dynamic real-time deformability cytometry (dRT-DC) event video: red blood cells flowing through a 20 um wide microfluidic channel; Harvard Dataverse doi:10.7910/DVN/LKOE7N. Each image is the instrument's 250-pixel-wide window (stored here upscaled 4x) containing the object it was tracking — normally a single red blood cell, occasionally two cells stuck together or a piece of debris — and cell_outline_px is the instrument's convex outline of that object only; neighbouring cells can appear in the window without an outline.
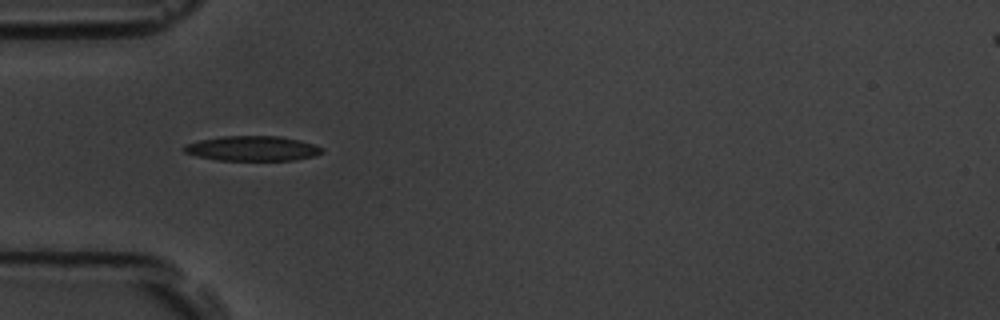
{"species": "common noctule bat (a hibernating species)", "species_latin": "Nyctalus noctula", "temperature_condition": "room temperature", "stored_images_in_passage": 40, "camera_frame_rate_fps": 3000, "um_per_image_px": 0.085, "animal": {"sex": "male", "body_mass_g": 19.5, "forearm_length_mm": 54.6}, "frame": {"image": 1, "passage_image": 1, "time_ms": 0.0, "image_size_px": [1000, 320], "cell_outline_px": [[324, 152], [316, 156], [292, 160], [216, 160], [196, 156], [184, 152], [180, 148], [184, 144], [200, 140], [224, 136], [280, 136], [300, 140], [316, 144], [324, 148]], "centroid_in_image_um": [21.47, 12.62], "position_along_channel_um": 63.5, "area_um2": 20.29}}
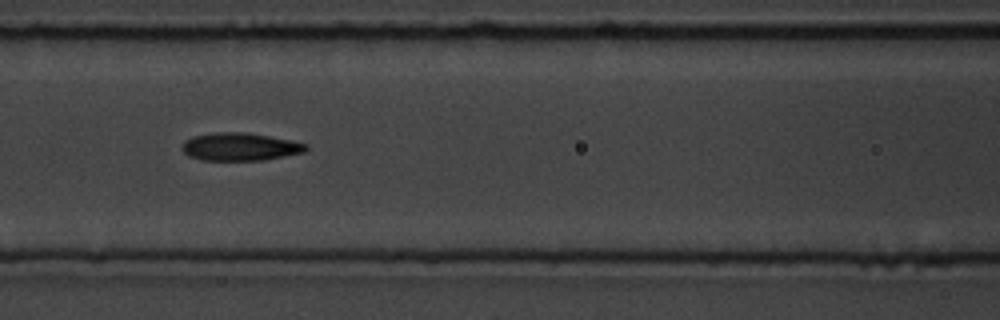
{"frame": {"image": 2, "passage_image": 8, "time_ms": 2.333, "image_size_px": [1000, 320], "cell_outline_px": [[308, 148], [304, 152], [264, 160], [200, 160], [188, 156], [180, 148], [184, 140], [192, 136], [216, 132], [248, 132], [292, 140], [308, 144]], "centroid_in_image_um": [20.38, 12.47], "position_along_channel_um": 146.2, "area_um2": 20.35}}
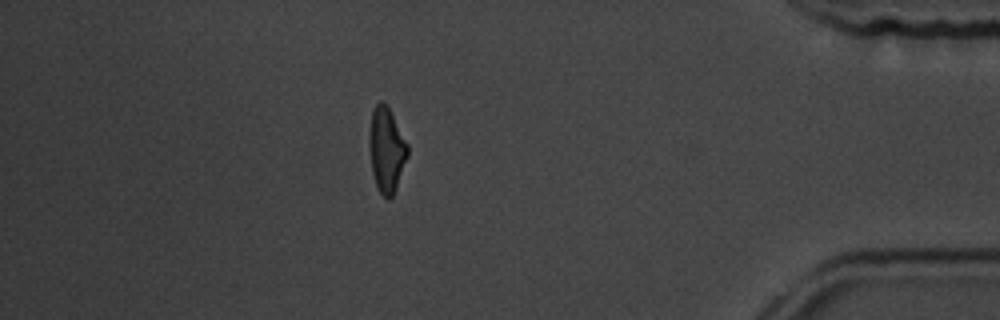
{"frame": {"image": 3, "passage_image": 33, "time_ms": 10.667, "image_size_px": [1000, 320], "cell_outline_px": [[408, 156], [396, 188], [392, 196], [388, 200], [376, 188], [372, 172], [368, 144], [368, 136], [372, 108], [380, 100], [384, 100], [408, 144]], "centroid_in_image_um": [32.83, 12.71], "position_along_channel_um": 402.4, "area_um2": 19.19}, "authors_computed_cell_mechanics": {"area_um2": 19.7387, "velocity_mm_per_s": 3.5869, "shape_relaxation_time_tau1_ms": 5.3239, "shape_relaxation_time_tau2_ms": 2.8909, "deformation_change_tau1": 0.1814, "deformation_change_tau2": 0.1145}}